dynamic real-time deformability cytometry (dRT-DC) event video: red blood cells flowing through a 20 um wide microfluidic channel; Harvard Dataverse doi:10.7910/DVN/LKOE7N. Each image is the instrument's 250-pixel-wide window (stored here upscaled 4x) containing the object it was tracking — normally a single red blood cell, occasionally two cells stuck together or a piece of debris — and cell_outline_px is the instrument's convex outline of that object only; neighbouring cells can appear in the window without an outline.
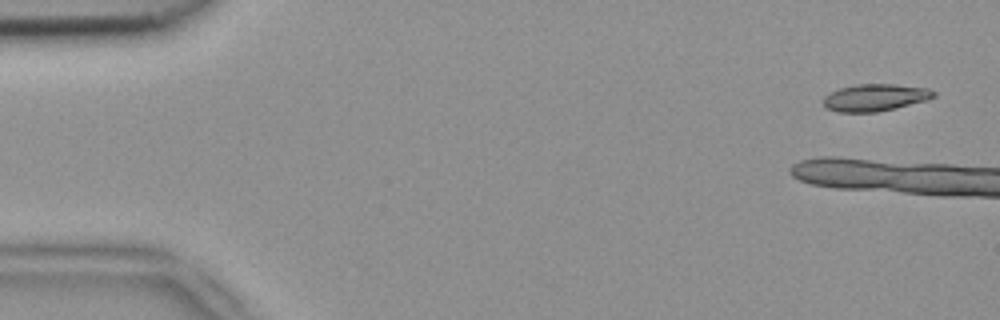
{"species": "common noctule bat (a hibernating species)", "species_latin": "Nyctalus noctula", "temperature_condition": "room temperature", "stored_images_in_passage": 7, "segment_of_instrument_passage": [1, 2], "camera_frame_rate_fps": 3000, "um_per_image_px": 0.085, "animal": {"sex": "female", "body_mass_g": 18.4}, "frame": {"image": 1, "passage_image": 1, "time_ms": 0.0, "image_size_px": [1000, 320], "cell_outline_px": [[936, 96], [928, 100], [896, 108], [876, 112], [836, 112], [828, 108], [824, 104], [824, 96], [840, 88], [856, 84], [896, 84], [928, 88], [936, 92]], "centroid_in_image_um": [74.43, 8.29], "position_along_channel_um": 10.6, "area_um2": 17.46}}
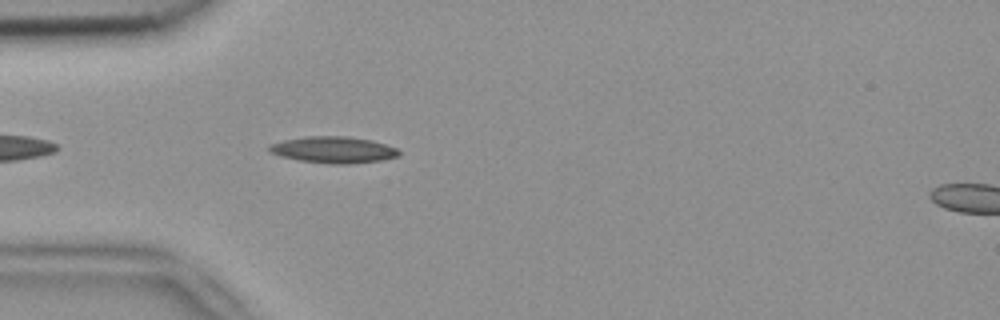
{"frame": {"image": 2, "passage_image": 6, "time_ms": 1.667, "image_size_px": [1000, 320], "cell_outline_px": [[400, 156], [380, 160], [348, 164], [328, 164], [300, 160], [280, 156], [272, 152], [268, 148], [268, 144], [284, 140], [308, 136], [344, 136], [372, 140], [396, 148], [400, 152]], "centroid_in_image_um": [28.34, 12.73], "position_along_channel_um": 56.7, "area_um2": 19.88}}